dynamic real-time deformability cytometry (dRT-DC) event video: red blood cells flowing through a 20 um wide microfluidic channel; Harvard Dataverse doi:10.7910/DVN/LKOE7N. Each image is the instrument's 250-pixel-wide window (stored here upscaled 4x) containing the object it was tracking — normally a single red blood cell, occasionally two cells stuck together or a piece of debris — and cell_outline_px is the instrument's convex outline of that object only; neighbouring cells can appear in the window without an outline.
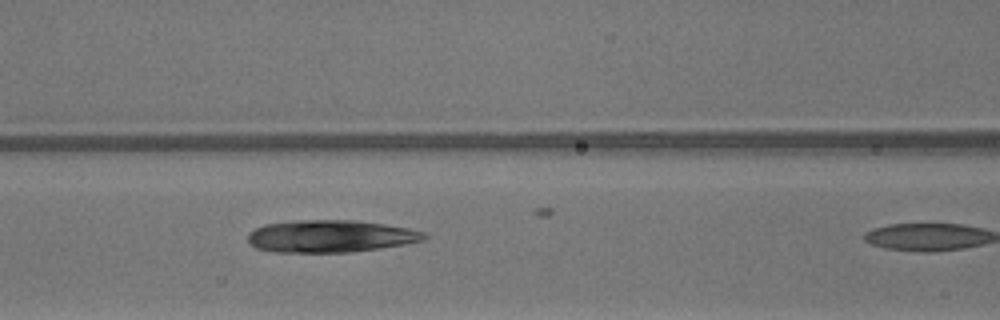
{"species": "common noctule bat (a hibernating species)", "species_latin": "Nyctalus noctula", "temperature_condition": "warm", "stored_images_in_passage": 10, "camera_frame_rate_fps": 3000, "um_per_image_px": 0.085, "animal": {"sex": "male", "body_mass_g": 13.3}, "frame": {"image": 1, "passage_image": 9, "time_ms": 2.667, "image_size_px": [1000, 320], "cell_outline_px": [[428, 236], [424, 240], [404, 244], [352, 252], [272, 252], [256, 248], [248, 244], [248, 236], [256, 228], [264, 224], [300, 220], [352, 220], [384, 224], [408, 228], [424, 232]], "centroid_in_image_um": [28.07, 20.08], "position_along_channel_um": 138.5, "area_um2": 33.06}}